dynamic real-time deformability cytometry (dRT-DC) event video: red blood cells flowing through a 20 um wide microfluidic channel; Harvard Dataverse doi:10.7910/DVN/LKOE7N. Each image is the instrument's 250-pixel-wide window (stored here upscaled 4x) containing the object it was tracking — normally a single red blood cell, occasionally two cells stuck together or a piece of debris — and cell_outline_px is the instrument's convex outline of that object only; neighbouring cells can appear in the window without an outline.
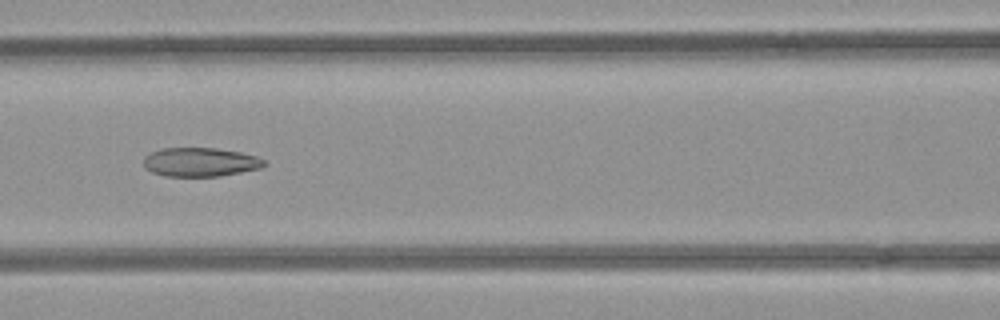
{"species": "common noctule bat (a hibernating species)", "species_latin": "Nyctalus noctula", "temperature_condition": "room temperature", "stored_images_in_passage": 47, "camera_frame_rate_fps": 3000, "um_per_image_px": 0.085, "animal": {"sex": "female", "body_mass_g": 21.9}, "frame": {"image": 1, "passage_image": 24, "time_ms": 7.667, "image_size_px": [1000, 320], "cell_outline_px": [[268, 164], [260, 168], [220, 176], [164, 176], [152, 172], [144, 168], [144, 156], [160, 148], [216, 148], [240, 152], [256, 156], [264, 160]], "centroid_in_image_um": [17.01, 13.77], "position_along_channel_um": 149.6, "area_um2": 20.35}}
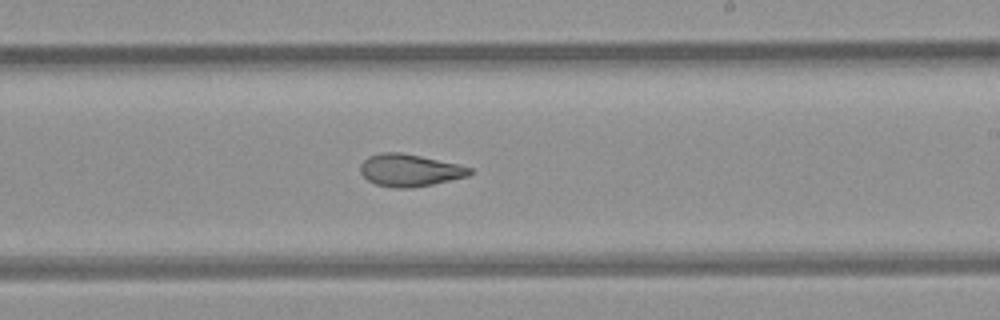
{"frame": {"image": 2, "passage_image": 32, "time_ms": 10.333, "image_size_px": [1000, 320], "cell_outline_px": [[472, 172], [468, 176], [432, 184], [412, 188], [396, 188], [376, 184], [368, 180], [360, 172], [360, 164], [368, 156], [380, 152], [400, 152], [420, 156], [456, 164], [472, 168]], "centroid_in_image_um": [34.79, 14.47], "position_along_channel_um": 254.2, "area_um2": 20.4}}
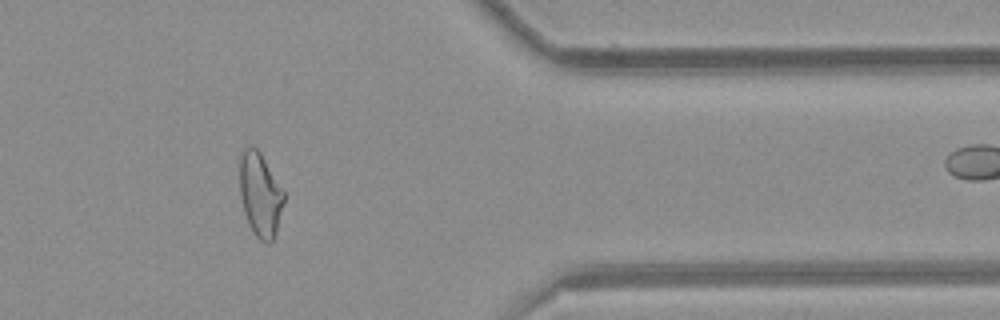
{"frame": {"image": 3, "passage_image": 44, "time_ms": 14.333, "image_size_px": [1000, 320], "cell_outline_px": [[284, 200], [276, 232], [272, 240], [268, 244], [264, 244], [252, 232], [248, 224], [244, 212], [240, 196], [240, 156], [244, 148], [248, 144], [256, 148], [260, 152], [284, 188]], "centroid_in_image_um": [22.12, 16.53], "position_along_channel_um": 389.3, "area_um2": 21.91}, "authors_computed_cell_mechanics": {"area_um2": 22.4264, "velocity_mm_per_s": 3.9339, "shape_relaxation_time_tau1_ms": null, "shape_relaxation_time_tau2_ms": 2.3351, "deformation_change_tau1": null, "deformation_change_tau2": 0.0975}}